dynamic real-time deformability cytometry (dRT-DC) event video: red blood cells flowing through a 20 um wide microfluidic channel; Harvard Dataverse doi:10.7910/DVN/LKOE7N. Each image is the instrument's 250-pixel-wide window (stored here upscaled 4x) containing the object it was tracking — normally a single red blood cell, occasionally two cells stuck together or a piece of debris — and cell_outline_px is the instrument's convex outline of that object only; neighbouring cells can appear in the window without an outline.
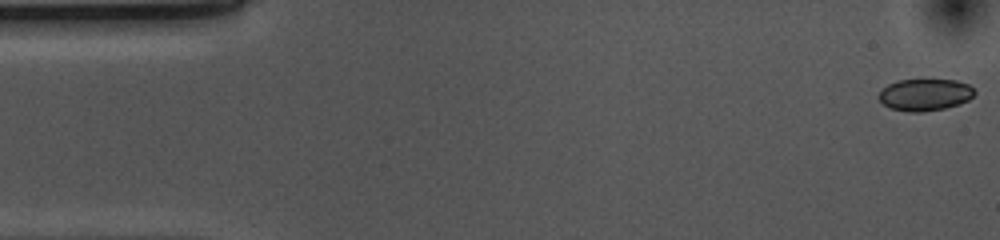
{"species": "common noctule bat (a hibernating species)", "species_latin": "Nyctalus noctula", "temperature_condition": "cold", "stored_images_in_passage": 53, "camera_frame_rate_fps": 3000, "um_per_image_px": 0.085, "animal": {"sex": "female", "body_mass_g": 10.0, "forearm_length_mm": 53.1}, "frame": {"image": 1, "passage_image": 1, "time_ms": 0.0, "image_size_px": [1000, 240], "cell_outline_px": [[976, 92], [968, 100], [960, 104], [944, 108], [920, 112], [908, 112], [892, 108], [884, 104], [876, 96], [888, 84], [896, 80], [956, 80], [968, 84]], "centroid_in_image_um": [78.61, 8.05], "position_along_channel_um": 6.4, "area_um2": 17.69}}
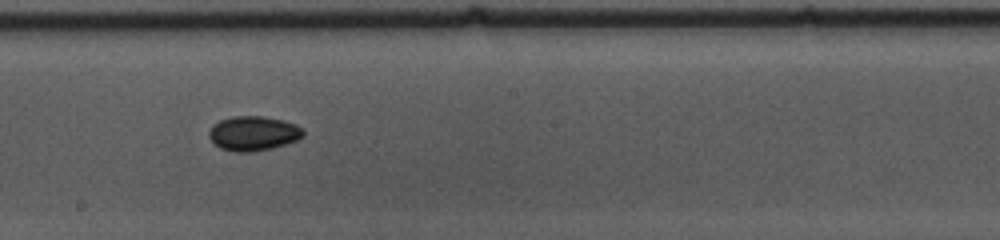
{"frame": {"image": 2, "passage_image": 28, "time_ms": 9.0, "image_size_px": [1000, 240], "cell_outline_px": [[304, 136], [296, 140], [272, 148], [252, 152], [236, 152], [220, 148], [212, 144], [208, 136], [208, 132], [212, 124], [220, 120], [232, 116], [264, 116], [284, 120], [296, 124], [304, 132]], "centroid_in_image_um": [21.48, 11.33], "position_along_channel_um": 226.7, "area_um2": 19.19}}
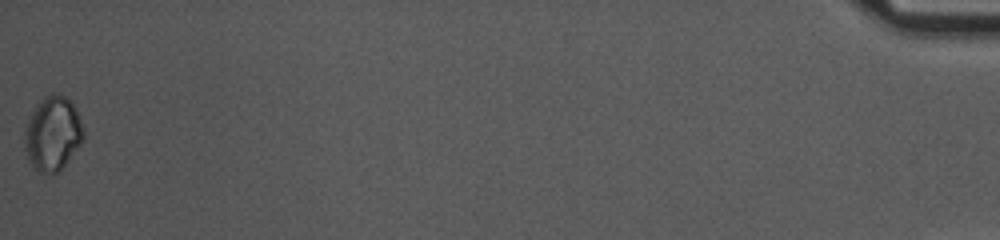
{"frame": {"image": 3, "passage_image": 53, "time_ms": 17.333, "image_size_px": [1000, 240], "cell_outline_px": [[84, 140], [60, 172], [52, 176], [36, 172], [28, 160], [24, 148], [24, 132], [28, 120], [36, 104], [44, 96], [52, 92], [56, 92], [64, 96], [76, 108], [80, 116], [84, 128]], "centroid_in_image_um": [4.48, 11.4], "position_along_channel_um": 430.7, "area_um2": 26.24}, "authors_computed_cell_mechanics": {"area_um2": 18.2648, "velocity_mm_per_s": 3.7076, "shape_relaxation_time_tau1_ms": 1.595, "shape_relaxation_time_tau2_ms": null, "deformation_change_tau1": 0.045, "deformation_change_tau2": null}}